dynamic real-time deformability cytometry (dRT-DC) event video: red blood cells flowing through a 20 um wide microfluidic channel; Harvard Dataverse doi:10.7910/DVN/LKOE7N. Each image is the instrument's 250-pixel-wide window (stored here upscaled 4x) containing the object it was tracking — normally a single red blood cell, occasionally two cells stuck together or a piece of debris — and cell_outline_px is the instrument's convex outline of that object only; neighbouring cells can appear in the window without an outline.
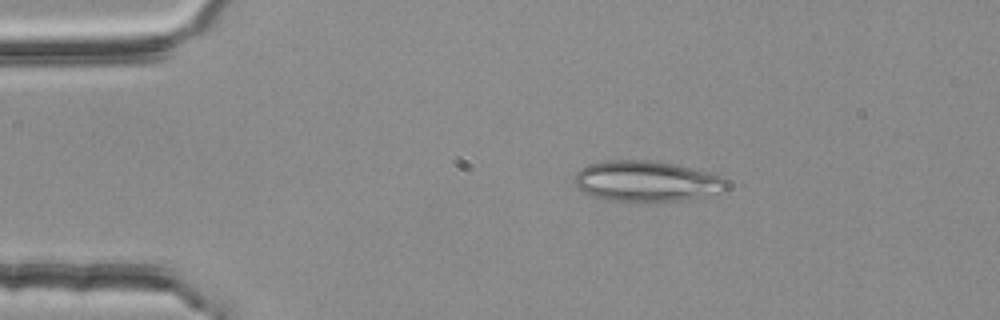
{"species": "common noctule bat (a hibernating species)", "species_latin": "Nyctalus noctula", "temperature_condition": "room temperature", "stored_images_in_passage": 2, "camera_frame_rate_fps": 3000, "um_per_image_px": 0.085, "animal": {"sex": "female", "body_mass_g": 25.1}, "frame": {"image": 1, "passage_image": 1, "time_ms": 0.0, "image_size_px": [1000, 320], "cell_outline_px": [[728, 184], [724, 192], [680, 200], [612, 200], [592, 196], [576, 188], [572, 180], [576, 172], [580, 168], [592, 164], [608, 160], [652, 160], [676, 164], [724, 176]], "centroid_in_image_um": [54.95, 15.38], "position_along_channel_um": 30.1, "area_um2": 35.89}}